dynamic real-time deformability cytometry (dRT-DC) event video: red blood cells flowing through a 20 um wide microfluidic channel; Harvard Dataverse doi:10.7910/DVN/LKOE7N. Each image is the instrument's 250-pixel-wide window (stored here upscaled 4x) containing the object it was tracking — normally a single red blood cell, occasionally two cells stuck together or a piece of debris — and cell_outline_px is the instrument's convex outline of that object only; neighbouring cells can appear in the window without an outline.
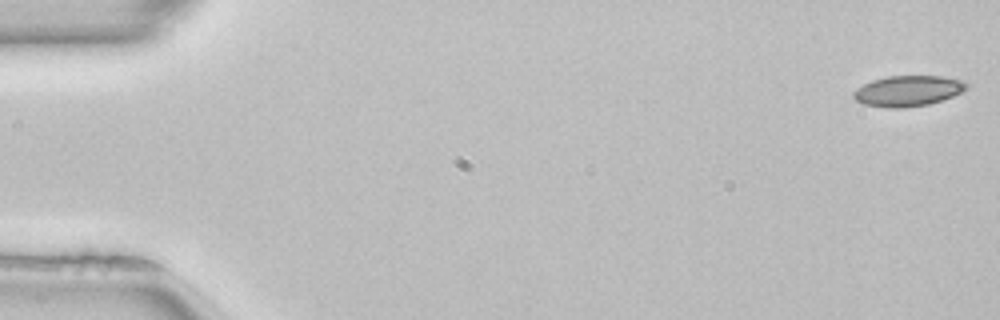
{"species": "common noctule bat (a hibernating species)", "species_latin": "Nyctalus noctula", "temperature_condition": "room temperature", "stored_images_in_passage": 51, "camera_frame_rate_fps": 3000, "um_per_image_px": 0.085, "animal": {"sex": "female", "body_mass_g": 22.7, "forearm_length_mm": 54.2}, "frame": {"image": 1, "passage_image": 1, "time_ms": 0.0, "image_size_px": [1000, 320], "cell_outline_px": [[968, 88], [952, 96], [928, 104], [904, 108], [888, 108], [864, 104], [856, 100], [852, 96], [852, 92], [856, 88], [872, 80], [888, 76], [940, 76], [960, 80], [968, 84]], "centroid_in_image_um": [77.13, 7.73], "position_along_channel_um": 7.9, "area_um2": 20.06}}
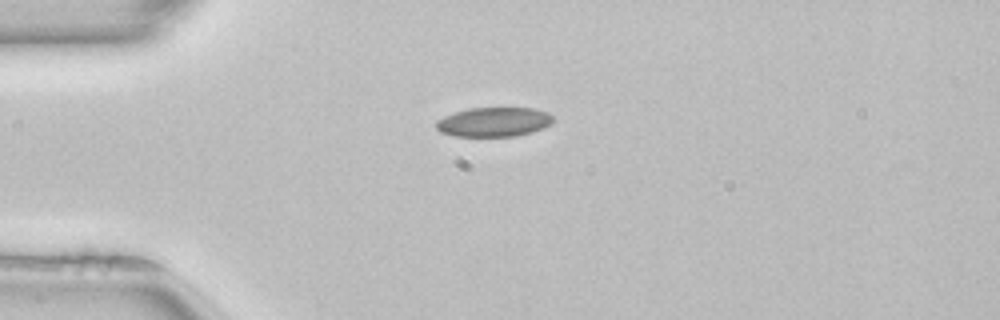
{"frame": {"image": 2, "passage_image": 13, "time_ms": 4.0, "image_size_px": [1000, 320], "cell_outline_px": [[552, 124], [544, 128], [532, 132], [516, 136], [452, 136], [440, 132], [436, 128], [436, 120], [444, 116], [468, 108], [532, 108], [548, 112], [552, 116]], "centroid_in_image_um": [41.97, 10.37], "position_along_channel_um": 43.0, "area_um2": 20.11}}
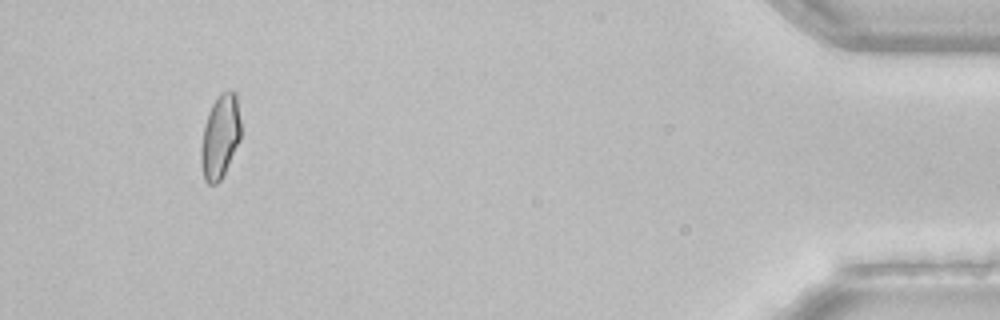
{"frame": {"image": 3, "passage_image": 48, "time_ms": 15.667, "image_size_px": [1000, 320], "cell_outline_px": [[240, 140], [220, 180], [216, 184], [208, 184], [204, 180], [200, 164], [200, 148], [204, 124], [208, 112], [212, 104], [220, 92], [228, 88], [236, 92], [240, 120]], "centroid_in_image_um": [18.69, 11.57], "position_along_channel_um": 416.5, "area_um2": 19.65}, "authors_computed_cell_mechanics": {"area_um2": 19.941, "velocity_mm_per_s": 4.019, "shape_relaxation_time_tau1_ms": 9.0957, "shape_relaxation_time_tau2_ms": 5.4334, "deformation_change_tau1": 0.157, "deformation_change_tau2": 0.0774}}